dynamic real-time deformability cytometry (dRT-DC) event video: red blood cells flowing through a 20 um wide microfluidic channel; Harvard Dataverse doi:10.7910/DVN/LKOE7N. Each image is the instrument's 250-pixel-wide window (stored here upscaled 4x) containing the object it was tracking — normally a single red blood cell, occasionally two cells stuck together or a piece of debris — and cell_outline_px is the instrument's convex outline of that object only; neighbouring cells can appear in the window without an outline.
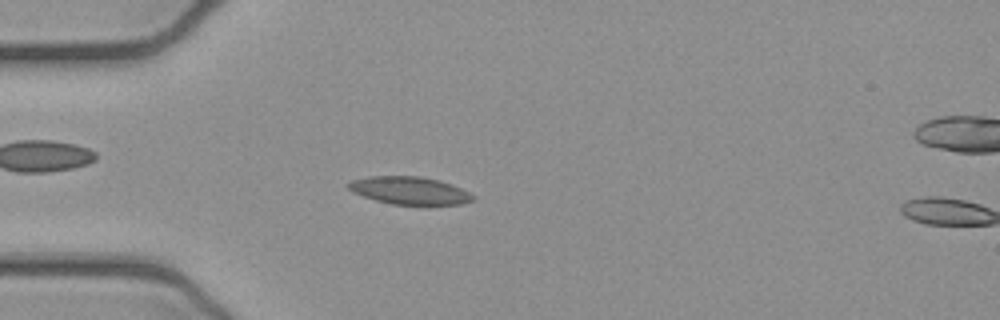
{"species": "common noctule bat (a hibernating species)", "species_latin": "Nyctalus noctula", "temperature_condition": "cold", "stored_images_in_passage": 8, "camera_frame_rate_fps": 3000, "um_per_image_px": 0.085, "animal": {"sex": "female", "body_mass_g": 21.9}, "frame": {"image": 1, "passage_image": 6, "time_ms": 1.667, "image_size_px": [1000, 320], "cell_outline_px": [[476, 200], [460, 204], [392, 204], [376, 200], [352, 192], [344, 184], [352, 180], [368, 176], [420, 176], [440, 180], [452, 184], [476, 196]], "centroid_in_image_um": [34.81, 16.18], "position_along_channel_um": 50.2, "area_um2": 20.11}}